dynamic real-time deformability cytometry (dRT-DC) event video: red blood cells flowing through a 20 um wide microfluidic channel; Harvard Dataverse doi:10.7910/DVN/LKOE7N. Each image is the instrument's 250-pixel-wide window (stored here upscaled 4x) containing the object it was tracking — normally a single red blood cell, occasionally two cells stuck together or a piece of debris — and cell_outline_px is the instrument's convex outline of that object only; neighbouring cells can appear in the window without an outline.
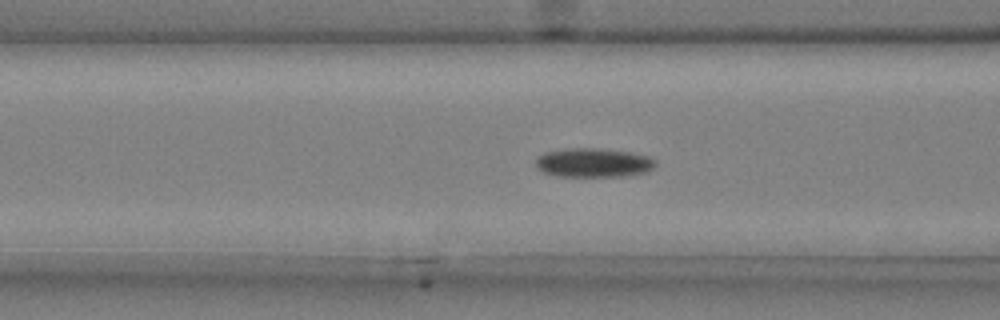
{"species": "common noctule bat (a hibernating species)", "species_latin": "Nyctalus noctula", "temperature_condition": "cold", "stored_images_in_passage": 41, "camera_frame_rate_fps": 3000, "um_per_image_px": 0.085, "animal": {"sex": "male", "body_mass_g": 20.4}, "frame": {"image": 1, "passage_image": 10, "time_ms": 3.0, "image_size_px": [1000, 320], "cell_outline_px": [[656, 164], [648, 172], [628, 176], [560, 176], [544, 172], [536, 168], [536, 156], [544, 152], [568, 148], [600, 148], [632, 152], [648, 156], [656, 160]], "centroid_in_image_um": [50.46, 13.82], "position_along_channel_um": 116.1, "area_um2": 20.52}}
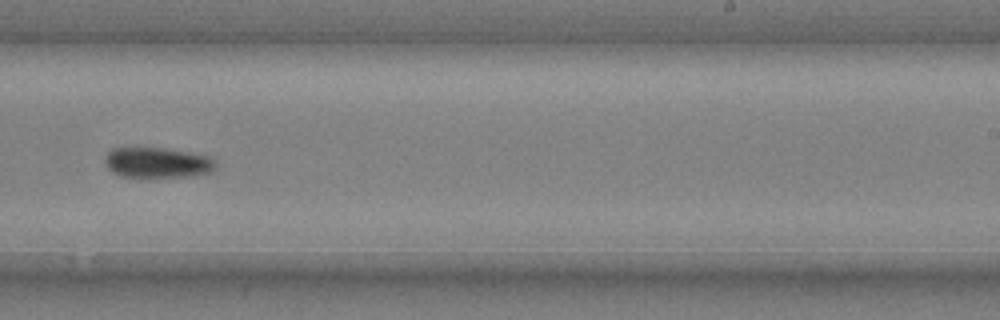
{"frame": {"image": 2, "passage_image": 23, "time_ms": 7.333, "image_size_px": [1000, 320], "cell_outline_px": [[216, 168], [212, 172], [192, 176], [152, 180], [148, 180], [120, 176], [112, 172], [108, 168], [104, 160], [104, 156], [112, 148], [168, 148], [196, 152], [212, 156], [216, 160]], "centroid_in_image_um": [13.43, 13.86], "position_along_channel_um": 275.6, "area_um2": 21.04}}
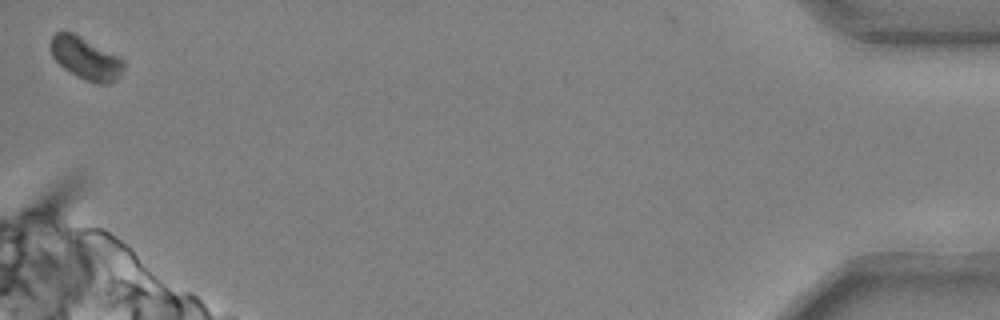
{"frame": {"image": 3, "passage_image": 41, "time_ms": 13.333, "image_size_px": [1000, 320], "cell_outline_px": [[124, 68], [120, 76], [116, 80], [108, 84], [96, 84], [84, 80], [64, 68], [52, 56], [48, 48], [48, 44], [52, 36], [56, 32], [72, 32], [120, 56], [124, 60]], "centroid_in_image_um": [7.29, 4.96], "position_along_channel_um": 427.9, "area_um2": 18.26}, "authors_computed_cell_mechanics": {"area_um2": 19.9988, "velocity_mm_per_s": 3.6836, "shape_relaxation_time_tau1_ms": 7.6842, "shape_relaxation_time_tau2_ms": null, "deformation_change_tau1": 0.0952, "deformation_change_tau2": null}}